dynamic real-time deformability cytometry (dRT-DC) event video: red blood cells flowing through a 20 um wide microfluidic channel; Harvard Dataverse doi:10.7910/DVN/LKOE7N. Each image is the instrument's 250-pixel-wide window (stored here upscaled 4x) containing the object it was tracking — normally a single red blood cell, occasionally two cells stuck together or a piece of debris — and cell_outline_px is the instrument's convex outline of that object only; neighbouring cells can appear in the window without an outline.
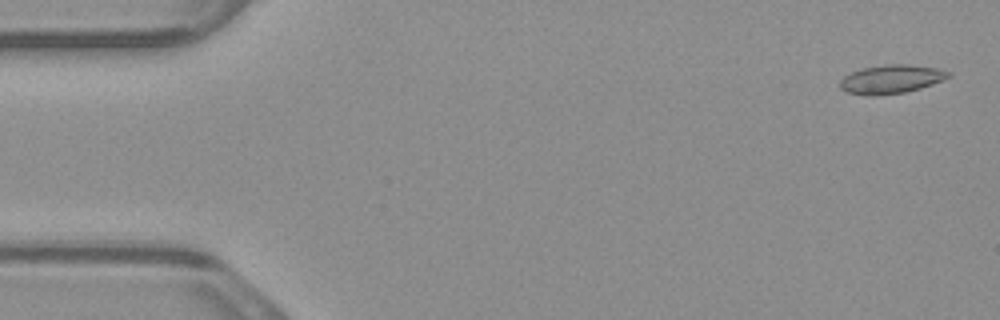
{"species": "common noctule bat (a hibernating species)", "species_latin": "Nyctalus noctula", "temperature_condition": "warm", "stored_images_in_passage": 53, "camera_frame_rate_fps": 3000, "um_per_image_px": 0.085, "animal": {"sex": "male", "body_mass_g": 23.1, "forearm_length_mm": 52.7}, "frame": {"image": 1, "passage_image": 2, "time_ms": 0.333, "image_size_px": [1000, 320], "cell_outline_px": [[952, 76], [944, 80], [920, 88], [904, 92], [872, 96], [868, 96], [844, 92], [840, 88], [840, 80], [844, 76], [852, 72], [864, 68], [884, 64], [908, 64], [936, 68], [952, 72]], "centroid_in_image_um": [75.75, 6.73], "position_along_channel_um": 9.2, "area_um2": 18.21}}
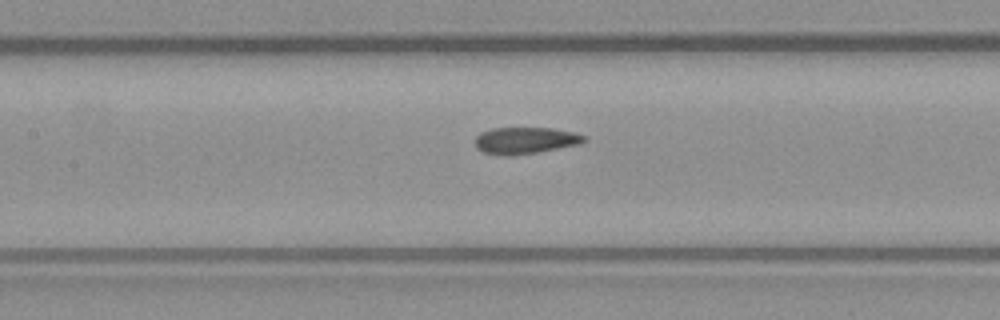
{"frame": {"image": 2, "passage_image": 24, "time_ms": 7.667, "image_size_px": [1000, 320], "cell_outline_px": [[588, 140], [580, 144], [536, 152], [512, 156], [504, 156], [484, 152], [476, 148], [476, 136], [480, 132], [492, 128], [552, 128], [572, 132], [584, 136]], "centroid_in_image_um": [44.63, 11.94], "position_along_channel_um": 162.8, "area_um2": 16.88}}
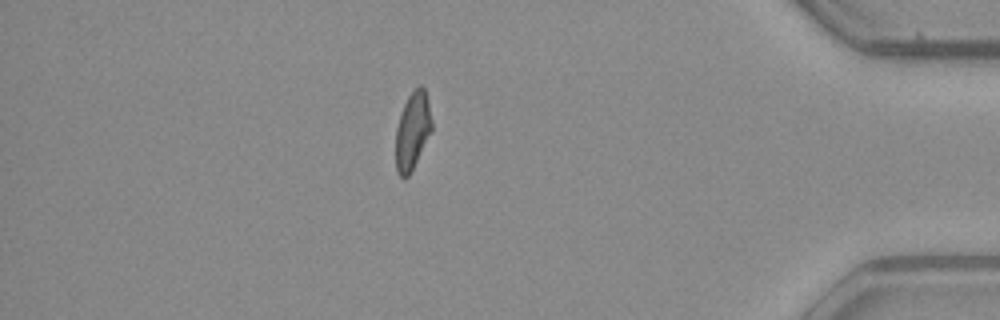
{"frame": {"image": 3, "passage_image": 46, "time_ms": 15.0, "image_size_px": [1000, 320], "cell_outline_px": [[432, 128], [408, 176], [404, 180], [396, 172], [396, 128], [404, 104], [408, 96], [420, 84], [424, 88], [428, 100], [432, 120]], "centroid_in_image_um": [35.05, 11.1], "position_along_channel_um": 400.2, "area_um2": 15.9}, "authors_computed_cell_mechanics": {"area_um2": 17.34, "velocity_mm_per_s": 3.8599, "shape_relaxation_time_tau1_ms": null, "shape_relaxation_time_tau2_ms": 2.1136, "deformation_change_tau1": null, "deformation_change_tau2": 0.094}}